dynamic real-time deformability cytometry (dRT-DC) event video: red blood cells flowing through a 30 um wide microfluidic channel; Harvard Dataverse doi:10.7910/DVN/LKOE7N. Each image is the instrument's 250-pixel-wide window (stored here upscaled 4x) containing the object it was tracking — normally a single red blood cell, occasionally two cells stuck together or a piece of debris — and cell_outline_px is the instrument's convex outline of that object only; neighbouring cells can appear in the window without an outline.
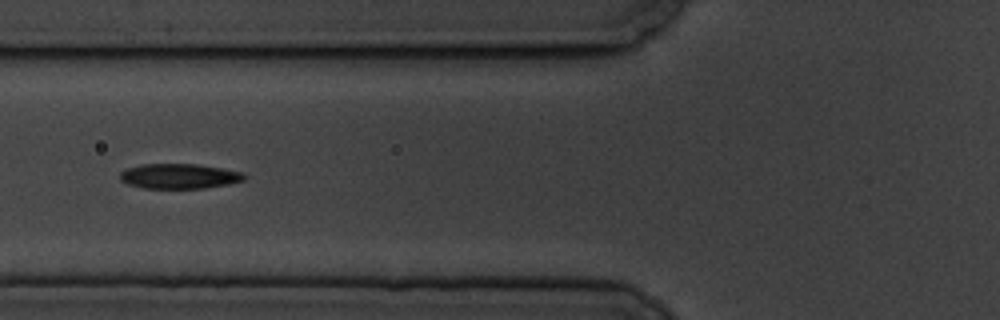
{"species": "common noctule bat (a hibernating species)", "species_latin": "Nyctalus noctula", "temperature_condition": "cold", "stored_images_in_passage": 9, "camera_frame_rate_fps": 3000, "um_per_image_px": 0.085, "animal": {"sex": "male", "body_mass_g": 19.5, "forearm_length_mm": 54.6}, "frame": {"image": 1, "passage_image": 4, "time_ms": 4.333, "image_size_px": [1000, 320], "cell_outline_px": [[248, 176], [244, 180], [228, 184], [204, 188], [144, 188], [128, 184], [120, 180], [120, 172], [124, 168], [140, 164], [196, 164], [244, 172]], "centroid_in_image_um": [15.22, 14.97], "position_along_channel_um": 110.6, "area_um2": 18.21}}
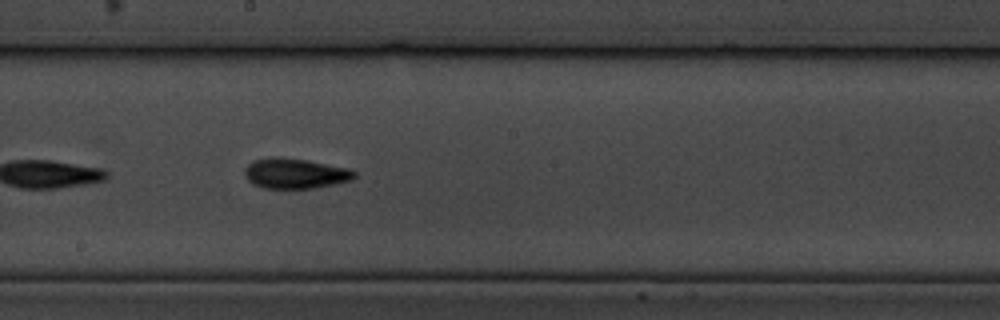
{"frame": {"image": 2, "passage_image": 7, "time_ms": 7.667, "image_size_px": [1000, 320], "cell_outline_px": [[356, 176], [352, 180], [316, 188], [264, 188], [252, 184], [244, 176], [244, 168], [252, 160], [276, 156], [308, 160], [348, 168], [356, 172]], "centroid_in_image_um": [25.06, 14.74], "position_along_channel_um": 223.1, "area_um2": 19.54}}
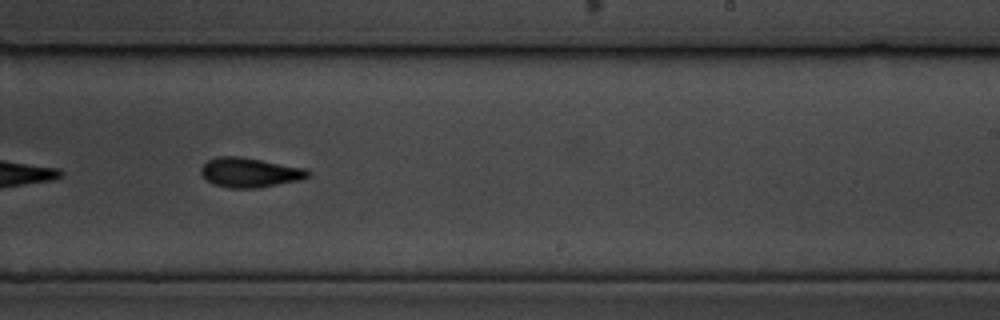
{"frame": {"image": 3, "passage_image": 8, "time_ms": 9.0, "image_size_px": [1000, 320], "cell_outline_px": [[308, 176], [300, 180], [256, 188], [228, 188], [212, 184], [200, 172], [200, 168], [208, 160], [216, 156], [240, 156], [304, 168], [308, 172]], "centroid_in_image_um": [21.17, 14.66], "position_along_channel_um": 267.8, "area_um2": 18.26}}